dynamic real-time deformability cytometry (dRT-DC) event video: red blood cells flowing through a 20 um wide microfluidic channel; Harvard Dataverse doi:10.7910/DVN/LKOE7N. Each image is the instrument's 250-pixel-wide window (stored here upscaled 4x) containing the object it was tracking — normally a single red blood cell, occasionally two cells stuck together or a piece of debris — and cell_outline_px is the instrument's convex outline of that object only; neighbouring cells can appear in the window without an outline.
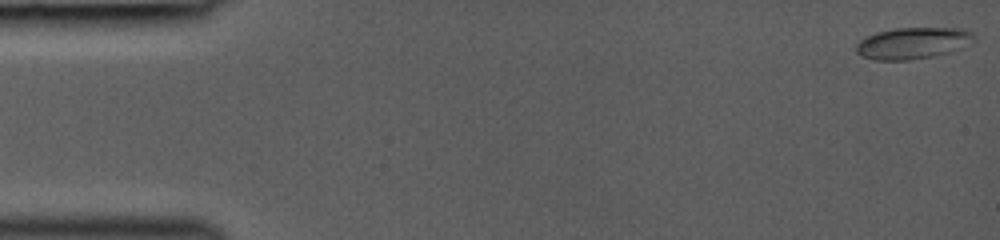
{"species": "common noctule bat (a hibernating species)", "species_latin": "Nyctalus noctula", "temperature_condition": "room temperature", "stored_images_in_passage": 20, "camera_frame_rate_fps": 3000, "um_per_image_px": 0.085, "animal": {"sex": "female", "body_mass_g": 19.0, "forearm_length_mm": 53.3}, "frame": {"image": 1, "passage_image": 1, "time_ms": 0.0, "image_size_px": [1000, 240], "cell_outline_px": [[976, 36], [972, 44], [948, 52], [932, 56], [908, 60], [872, 60], [860, 56], [856, 52], [856, 44], [860, 40], [876, 32], [896, 28], [964, 28], [972, 32]], "centroid_in_image_um": [77.6, 3.66], "position_along_channel_um": 7.4, "area_um2": 21.79}}
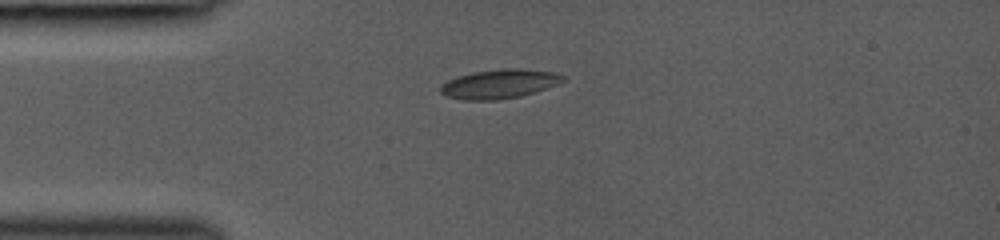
{"frame": {"image": 2, "passage_image": 14, "time_ms": 3.667, "image_size_px": [1000, 240], "cell_outline_px": [[568, 80], [520, 96], [500, 100], [464, 100], [448, 96], [440, 92], [440, 84], [456, 76], [472, 72], [504, 68], [520, 68], [552, 72], [564, 76]], "centroid_in_image_um": [42.41, 7.12], "position_along_channel_um": 42.6, "area_um2": 20.75}}
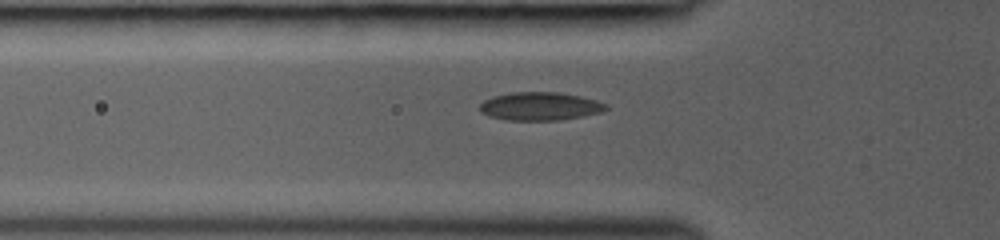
{"frame": {"image": 3, "passage_image": 19, "time_ms": 5.0, "image_size_px": [1000, 240], "cell_outline_px": [[608, 108], [600, 112], [560, 120], [504, 120], [488, 116], [480, 112], [480, 104], [484, 100], [492, 96], [512, 92], [556, 92], [580, 96], [596, 100], [608, 104]], "centroid_in_image_um": [45.86, 9.03], "position_along_channel_um": 79.9, "area_um2": 20.75}}